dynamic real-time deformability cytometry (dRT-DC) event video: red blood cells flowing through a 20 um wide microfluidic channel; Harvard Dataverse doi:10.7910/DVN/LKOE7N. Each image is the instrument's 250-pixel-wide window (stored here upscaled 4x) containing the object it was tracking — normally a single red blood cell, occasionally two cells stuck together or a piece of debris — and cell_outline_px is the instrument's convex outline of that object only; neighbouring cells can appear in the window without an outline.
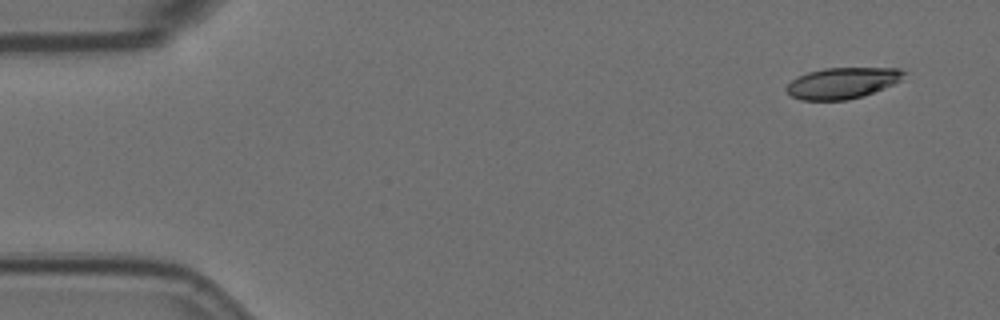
{"species": "Egyptian fruit bat (a non-hibernating species)", "species_latin": "Rousettus aegyptiacus", "temperature_condition": "room temperature", "stored_images_in_passage": 4, "camera_frame_rate_fps": 3000, "um_per_image_px": 0.085, "animal": {"sex": "female"}, "frame": {"image": 1, "passage_image": 1, "time_ms": 0.0, "image_size_px": [1000, 320], "cell_outline_px": [[908, 72], [900, 80], [892, 84], [864, 96], [848, 100], [800, 100], [792, 96], [784, 88], [796, 76], [808, 72], [824, 68], [900, 68]], "centroid_in_image_um": [71.59, 7.05], "position_along_channel_um": 13.4, "area_um2": 21.33}}
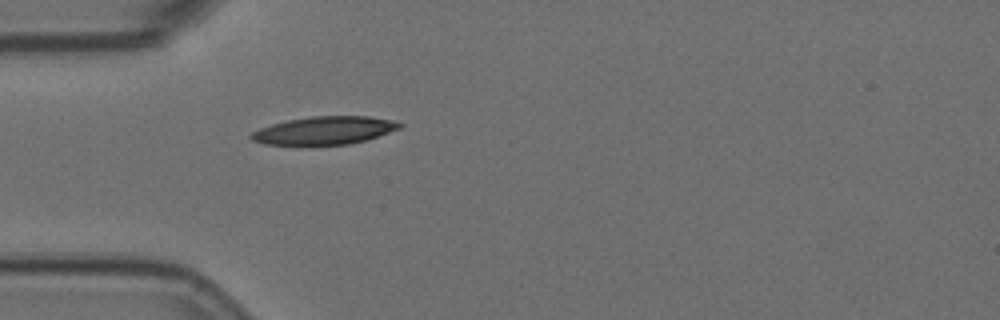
{"frame": {"image": 2, "passage_image": 4, "time_ms": 1.0, "image_size_px": [1000, 320], "cell_outline_px": [[404, 124], [400, 128], [364, 140], [348, 144], [264, 144], [252, 140], [248, 136], [252, 132], [260, 128], [272, 124], [288, 120], [312, 116], [368, 116], [392, 120]], "centroid_in_image_um": [27.56, 11.07], "position_along_channel_um": 57.4, "area_um2": 23.76}}